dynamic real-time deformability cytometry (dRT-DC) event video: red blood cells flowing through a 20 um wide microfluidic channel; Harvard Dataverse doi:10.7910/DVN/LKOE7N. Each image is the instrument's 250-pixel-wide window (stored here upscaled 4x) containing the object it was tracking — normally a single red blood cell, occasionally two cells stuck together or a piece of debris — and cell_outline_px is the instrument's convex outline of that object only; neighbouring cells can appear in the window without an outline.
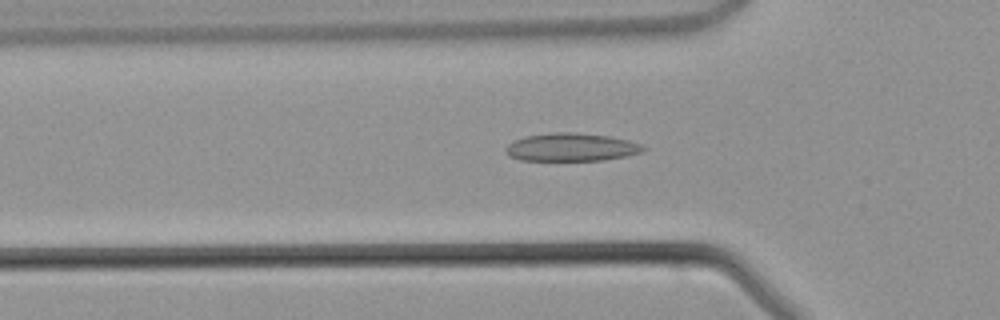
{"species": "common noctule bat (a hibernating species)", "species_latin": "Nyctalus noctula", "temperature_condition": "warm", "stored_images_in_passage": 44, "camera_frame_rate_fps": 3000, "um_per_image_px": 0.085, "animal": {"sex": "male", "body_mass_g": 21.5, "forearm_length_mm": 52.0}, "frame": {"image": 1, "passage_image": 14, "time_ms": 4.333, "image_size_px": [1000, 320], "cell_outline_px": [[648, 148], [640, 152], [624, 156], [604, 160], [520, 160], [508, 156], [504, 148], [508, 144], [524, 136], [552, 132], [576, 132], [608, 136], [628, 140], [640, 144]], "centroid_in_image_um": [48.53, 12.5], "position_along_channel_um": 77.3, "area_um2": 22.43}}
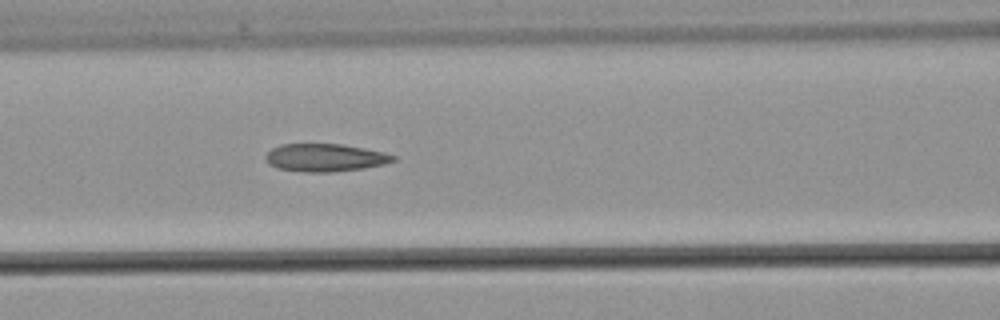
{"frame": {"image": 2, "passage_image": 18, "time_ms": 5.667, "image_size_px": [1000, 320], "cell_outline_px": [[396, 160], [384, 164], [364, 168], [332, 172], [304, 172], [276, 168], [268, 164], [264, 156], [272, 148], [280, 144], [340, 144], [364, 148], [384, 152], [396, 156]], "centroid_in_image_um": [27.61, 13.4], "position_along_channel_um": 139.0, "area_um2": 20.75}}
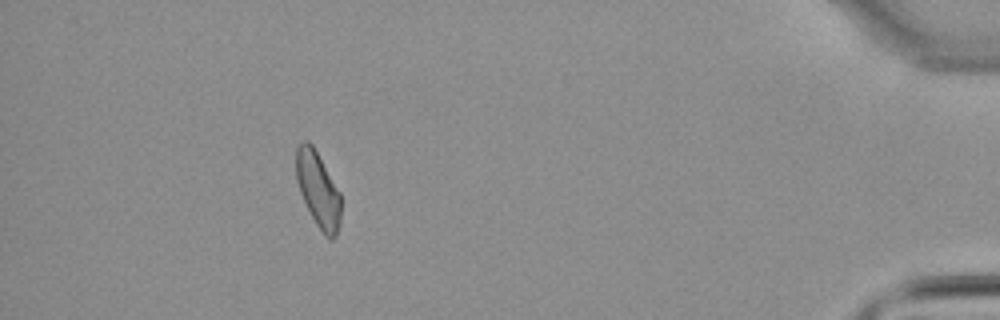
{"frame": {"image": 3, "passage_image": 40, "time_ms": 13.0, "image_size_px": [1000, 320], "cell_outline_px": [[340, 224], [336, 236], [332, 240], [328, 240], [324, 236], [316, 224], [300, 192], [296, 180], [296, 148], [304, 140], [308, 140], [312, 144], [340, 192]], "centroid_in_image_um": [27.04, 16.14], "position_along_channel_um": 408.2, "area_um2": 19.59}}